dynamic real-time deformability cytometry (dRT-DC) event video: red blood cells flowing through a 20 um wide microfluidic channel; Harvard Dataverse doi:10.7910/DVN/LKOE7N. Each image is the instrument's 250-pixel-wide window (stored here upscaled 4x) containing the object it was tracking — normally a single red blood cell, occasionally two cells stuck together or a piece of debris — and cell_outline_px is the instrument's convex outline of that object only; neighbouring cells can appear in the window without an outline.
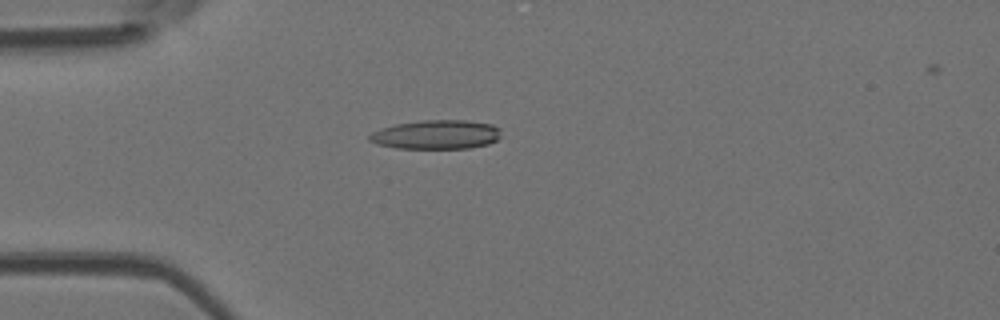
{"species": "Egyptian fruit bat (a non-hibernating species)", "species_latin": "Rousettus aegyptiacus", "temperature_condition": "room temperature", "stored_images_in_passage": 37, "camera_frame_rate_fps": 3000, "um_per_image_px": 0.085, "animal": {"sex": "female"}, "frame": {"image": 1, "passage_image": 1, "time_ms": 0.0, "image_size_px": [1000, 320], "cell_outline_px": [[500, 136], [496, 140], [488, 144], [468, 148], [396, 148], [376, 144], [368, 140], [368, 136], [372, 132], [396, 124], [420, 120], [468, 120], [492, 124], [500, 128]], "centroid_in_image_um": [37.09, 11.43], "position_along_channel_um": 47.9, "area_um2": 22.31}}
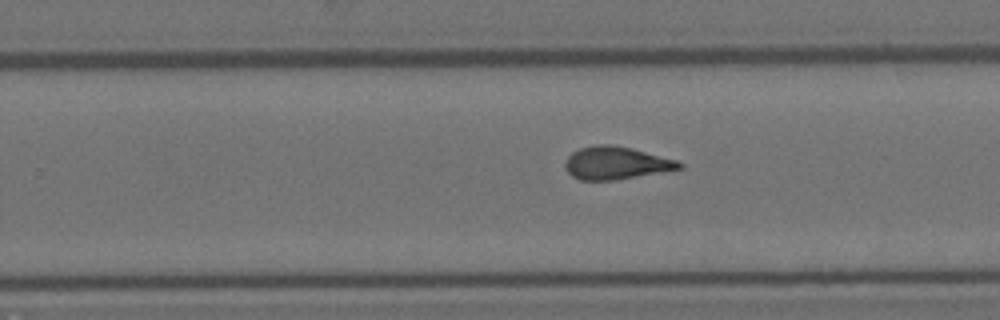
{"frame": {"image": 2, "passage_image": 19, "time_ms": 6.0, "image_size_px": [1000, 320], "cell_outline_px": [[684, 168], [616, 180], [580, 180], [572, 176], [564, 168], [564, 164], [568, 156], [572, 152], [580, 148], [596, 144], [608, 144], [632, 148], [676, 160], [684, 164]], "centroid_in_image_um": [52.35, 13.86], "position_along_channel_um": 277.5, "area_um2": 21.79}}
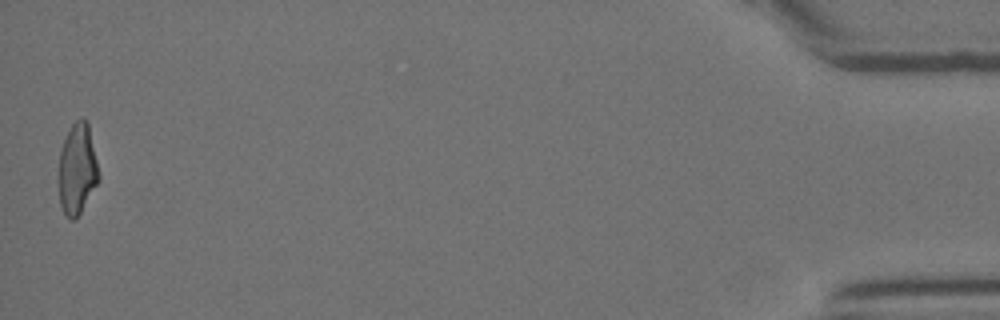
{"frame": {"image": 3, "passage_image": 37, "time_ms": 12.0, "image_size_px": [1000, 320], "cell_outline_px": [[100, 180], [80, 212], [72, 220], [64, 212], [60, 204], [60, 152], [64, 140], [72, 124], [80, 116], [84, 116], [88, 124], [100, 176]], "centroid_in_image_um": [6.59, 14.33], "position_along_channel_um": 428.6, "area_um2": 20.69}, "authors_computed_cell_mechanics": {"area_um2": 21.5594, "velocity_mm_per_s": 4.07, "shape_relaxation_time_tau1_ms": null, "shape_relaxation_time_tau2_ms": 3.6031, "deformation_change_tau1": null, "deformation_change_tau2": 0.0672}}